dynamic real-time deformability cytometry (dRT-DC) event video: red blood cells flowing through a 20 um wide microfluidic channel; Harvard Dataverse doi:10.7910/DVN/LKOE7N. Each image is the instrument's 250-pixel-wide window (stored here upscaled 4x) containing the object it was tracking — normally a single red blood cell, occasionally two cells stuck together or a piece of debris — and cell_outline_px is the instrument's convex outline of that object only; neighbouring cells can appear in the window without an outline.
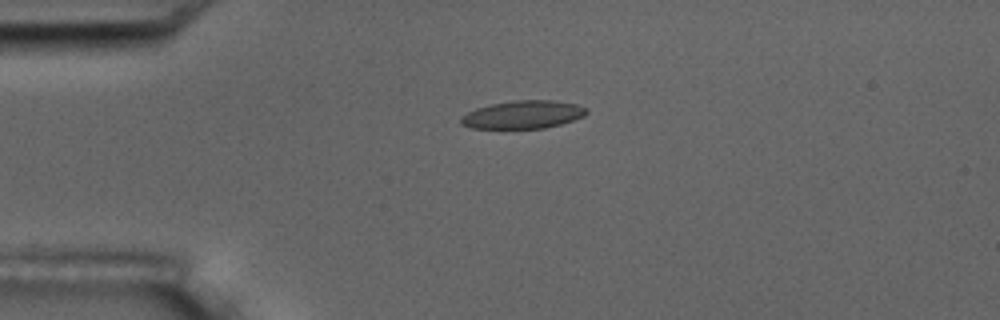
{"species": "common noctule bat (a hibernating species)", "species_latin": "Nyctalus noctula", "temperature_condition": "room temperature", "stored_images_in_passage": 5, "camera_frame_rate_fps": 3000, "um_per_image_px": 0.085, "animal": {"sex": "male", "body_mass_g": 17.5, "forearm_length_mm": 52.3}, "frame": {"image": 1, "passage_image": 4, "time_ms": 3.667, "image_size_px": [1000, 320], "cell_outline_px": [[588, 112], [584, 116], [560, 124], [544, 128], [472, 128], [460, 124], [460, 116], [476, 108], [492, 104], [512, 100], [556, 100], [576, 104], [588, 108]], "centroid_in_image_um": [44.46, 9.73], "position_along_channel_um": 40.5, "area_um2": 20.52}}